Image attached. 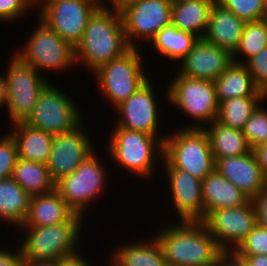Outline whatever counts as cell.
Segmentation results:
<instances>
[{
  "label": "cell",
  "instance_id": "obj_36",
  "mask_svg": "<svg viewBox=\"0 0 267 266\" xmlns=\"http://www.w3.org/2000/svg\"><path fill=\"white\" fill-rule=\"evenodd\" d=\"M18 159V146L10 132L0 136V180L12 177Z\"/></svg>",
  "mask_w": 267,
  "mask_h": 266
},
{
  "label": "cell",
  "instance_id": "obj_34",
  "mask_svg": "<svg viewBox=\"0 0 267 266\" xmlns=\"http://www.w3.org/2000/svg\"><path fill=\"white\" fill-rule=\"evenodd\" d=\"M244 22L262 20L266 16L264 0H216Z\"/></svg>",
  "mask_w": 267,
  "mask_h": 266
},
{
  "label": "cell",
  "instance_id": "obj_41",
  "mask_svg": "<svg viewBox=\"0 0 267 266\" xmlns=\"http://www.w3.org/2000/svg\"><path fill=\"white\" fill-rule=\"evenodd\" d=\"M214 266H247V263L235 251H222Z\"/></svg>",
  "mask_w": 267,
  "mask_h": 266
},
{
  "label": "cell",
  "instance_id": "obj_15",
  "mask_svg": "<svg viewBox=\"0 0 267 266\" xmlns=\"http://www.w3.org/2000/svg\"><path fill=\"white\" fill-rule=\"evenodd\" d=\"M222 251H235L257 224L252 200L248 203L212 211L203 221Z\"/></svg>",
  "mask_w": 267,
  "mask_h": 266
},
{
  "label": "cell",
  "instance_id": "obj_46",
  "mask_svg": "<svg viewBox=\"0 0 267 266\" xmlns=\"http://www.w3.org/2000/svg\"><path fill=\"white\" fill-rule=\"evenodd\" d=\"M243 259L246 261L247 266H267V255L265 254L251 256Z\"/></svg>",
  "mask_w": 267,
  "mask_h": 266
},
{
  "label": "cell",
  "instance_id": "obj_50",
  "mask_svg": "<svg viewBox=\"0 0 267 266\" xmlns=\"http://www.w3.org/2000/svg\"><path fill=\"white\" fill-rule=\"evenodd\" d=\"M262 145L267 148V139L262 143Z\"/></svg>",
  "mask_w": 267,
  "mask_h": 266
},
{
  "label": "cell",
  "instance_id": "obj_11",
  "mask_svg": "<svg viewBox=\"0 0 267 266\" xmlns=\"http://www.w3.org/2000/svg\"><path fill=\"white\" fill-rule=\"evenodd\" d=\"M51 81L40 92L31 115L24 122L29 126L58 135L74 130L85 119L79 104Z\"/></svg>",
  "mask_w": 267,
  "mask_h": 266
},
{
  "label": "cell",
  "instance_id": "obj_16",
  "mask_svg": "<svg viewBox=\"0 0 267 266\" xmlns=\"http://www.w3.org/2000/svg\"><path fill=\"white\" fill-rule=\"evenodd\" d=\"M84 123L85 121L72 131L54 135L47 163L49 174L54 182L73 173L97 149L93 145L97 144L93 143L95 137L91 138L92 134L88 133L90 131L86 130Z\"/></svg>",
  "mask_w": 267,
  "mask_h": 266
},
{
  "label": "cell",
  "instance_id": "obj_29",
  "mask_svg": "<svg viewBox=\"0 0 267 266\" xmlns=\"http://www.w3.org/2000/svg\"><path fill=\"white\" fill-rule=\"evenodd\" d=\"M199 38L178 29L172 22L161 29L149 42L155 53L173 62H181L192 50Z\"/></svg>",
  "mask_w": 267,
  "mask_h": 266
},
{
  "label": "cell",
  "instance_id": "obj_44",
  "mask_svg": "<svg viewBox=\"0 0 267 266\" xmlns=\"http://www.w3.org/2000/svg\"><path fill=\"white\" fill-rule=\"evenodd\" d=\"M105 1H107V3ZM105 1L101 0V4L104 7L120 12L125 7L131 5L132 3L138 2L139 0H105ZM108 3L110 6L107 5Z\"/></svg>",
  "mask_w": 267,
  "mask_h": 266
},
{
  "label": "cell",
  "instance_id": "obj_33",
  "mask_svg": "<svg viewBox=\"0 0 267 266\" xmlns=\"http://www.w3.org/2000/svg\"><path fill=\"white\" fill-rule=\"evenodd\" d=\"M249 146L253 149L267 139V108L260 104L245 122L242 129Z\"/></svg>",
  "mask_w": 267,
  "mask_h": 266
},
{
  "label": "cell",
  "instance_id": "obj_42",
  "mask_svg": "<svg viewBox=\"0 0 267 266\" xmlns=\"http://www.w3.org/2000/svg\"><path fill=\"white\" fill-rule=\"evenodd\" d=\"M81 253L82 252H79L74 256L57 261V266H92L89 261L83 257V253L82 255Z\"/></svg>",
  "mask_w": 267,
  "mask_h": 266
},
{
  "label": "cell",
  "instance_id": "obj_32",
  "mask_svg": "<svg viewBox=\"0 0 267 266\" xmlns=\"http://www.w3.org/2000/svg\"><path fill=\"white\" fill-rule=\"evenodd\" d=\"M266 47L267 29L264 20L246 22L239 45L232 54L233 62L245 64L251 57ZM242 55L244 57L241 60L242 57L240 56Z\"/></svg>",
  "mask_w": 267,
  "mask_h": 266
},
{
  "label": "cell",
  "instance_id": "obj_23",
  "mask_svg": "<svg viewBox=\"0 0 267 266\" xmlns=\"http://www.w3.org/2000/svg\"><path fill=\"white\" fill-rule=\"evenodd\" d=\"M75 213L54 189L31 197L28 215L21 226L45 227L67 222Z\"/></svg>",
  "mask_w": 267,
  "mask_h": 266
},
{
  "label": "cell",
  "instance_id": "obj_4",
  "mask_svg": "<svg viewBox=\"0 0 267 266\" xmlns=\"http://www.w3.org/2000/svg\"><path fill=\"white\" fill-rule=\"evenodd\" d=\"M84 218L74 214L67 222L45 227L20 226L23 238L19 247L23 259L37 262L59 261L78 254ZM24 239V240H23Z\"/></svg>",
  "mask_w": 267,
  "mask_h": 266
},
{
  "label": "cell",
  "instance_id": "obj_49",
  "mask_svg": "<svg viewBox=\"0 0 267 266\" xmlns=\"http://www.w3.org/2000/svg\"><path fill=\"white\" fill-rule=\"evenodd\" d=\"M264 22H265V26H266V29H267V15L263 18Z\"/></svg>",
  "mask_w": 267,
  "mask_h": 266
},
{
  "label": "cell",
  "instance_id": "obj_13",
  "mask_svg": "<svg viewBox=\"0 0 267 266\" xmlns=\"http://www.w3.org/2000/svg\"><path fill=\"white\" fill-rule=\"evenodd\" d=\"M126 40L130 47L140 48L171 23L172 0H139L120 12Z\"/></svg>",
  "mask_w": 267,
  "mask_h": 266
},
{
  "label": "cell",
  "instance_id": "obj_45",
  "mask_svg": "<svg viewBox=\"0 0 267 266\" xmlns=\"http://www.w3.org/2000/svg\"><path fill=\"white\" fill-rule=\"evenodd\" d=\"M7 107V87H6V75L4 73H0V109Z\"/></svg>",
  "mask_w": 267,
  "mask_h": 266
},
{
  "label": "cell",
  "instance_id": "obj_37",
  "mask_svg": "<svg viewBox=\"0 0 267 266\" xmlns=\"http://www.w3.org/2000/svg\"><path fill=\"white\" fill-rule=\"evenodd\" d=\"M34 8L36 0H0V22L15 23Z\"/></svg>",
  "mask_w": 267,
  "mask_h": 266
},
{
  "label": "cell",
  "instance_id": "obj_27",
  "mask_svg": "<svg viewBox=\"0 0 267 266\" xmlns=\"http://www.w3.org/2000/svg\"><path fill=\"white\" fill-rule=\"evenodd\" d=\"M30 200L31 196L12 177L0 180V219L3 223L19 228L28 215Z\"/></svg>",
  "mask_w": 267,
  "mask_h": 266
},
{
  "label": "cell",
  "instance_id": "obj_22",
  "mask_svg": "<svg viewBox=\"0 0 267 266\" xmlns=\"http://www.w3.org/2000/svg\"><path fill=\"white\" fill-rule=\"evenodd\" d=\"M128 244L121 243L109 256L108 266H165L166 261L160 244L156 238L138 240ZM121 246V247H120Z\"/></svg>",
  "mask_w": 267,
  "mask_h": 266
},
{
  "label": "cell",
  "instance_id": "obj_35",
  "mask_svg": "<svg viewBox=\"0 0 267 266\" xmlns=\"http://www.w3.org/2000/svg\"><path fill=\"white\" fill-rule=\"evenodd\" d=\"M235 252L241 258L265 254L267 255V228L258 224L249 232L247 238L237 247Z\"/></svg>",
  "mask_w": 267,
  "mask_h": 266
},
{
  "label": "cell",
  "instance_id": "obj_10",
  "mask_svg": "<svg viewBox=\"0 0 267 266\" xmlns=\"http://www.w3.org/2000/svg\"><path fill=\"white\" fill-rule=\"evenodd\" d=\"M7 63V115L9 124L25 122L31 115L40 92L50 82L35 67L24 63L13 51Z\"/></svg>",
  "mask_w": 267,
  "mask_h": 266
},
{
  "label": "cell",
  "instance_id": "obj_6",
  "mask_svg": "<svg viewBox=\"0 0 267 266\" xmlns=\"http://www.w3.org/2000/svg\"><path fill=\"white\" fill-rule=\"evenodd\" d=\"M164 168H177L204 180L214 169L215 160L204 128H182L164 139Z\"/></svg>",
  "mask_w": 267,
  "mask_h": 266
},
{
  "label": "cell",
  "instance_id": "obj_1",
  "mask_svg": "<svg viewBox=\"0 0 267 266\" xmlns=\"http://www.w3.org/2000/svg\"><path fill=\"white\" fill-rule=\"evenodd\" d=\"M130 48L120 13L101 4L89 17L84 35L74 48L75 65L93 73Z\"/></svg>",
  "mask_w": 267,
  "mask_h": 266
},
{
  "label": "cell",
  "instance_id": "obj_7",
  "mask_svg": "<svg viewBox=\"0 0 267 266\" xmlns=\"http://www.w3.org/2000/svg\"><path fill=\"white\" fill-rule=\"evenodd\" d=\"M141 48L131 47L123 55L110 60L91 73L104 99L113 108L133 95L149 78L144 71V54Z\"/></svg>",
  "mask_w": 267,
  "mask_h": 266
},
{
  "label": "cell",
  "instance_id": "obj_19",
  "mask_svg": "<svg viewBox=\"0 0 267 266\" xmlns=\"http://www.w3.org/2000/svg\"><path fill=\"white\" fill-rule=\"evenodd\" d=\"M215 169L250 200L267 183L252 150L244 155L217 159Z\"/></svg>",
  "mask_w": 267,
  "mask_h": 266
},
{
  "label": "cell",
  "instance_id": "obj_39",
  "mask_svg": "<svg viewBox=\"0 0 267 266\" xmlns=\"http://www.w3.org/2000/svg\"><path fill=\"white\" fill-rule=\"evenodd\" d=\"M251 200L255 207L257 224L267 228V183Z\"/></svg>",
  "mask_w": 267,
  "mask_h": 266
},
{
  "label": "cell",
  "instance_id": "obj_48",
  "mask_svg": "<svg viewBox=\"0 0 267 266\" xmlns=\"http://www.w3.org/2000/svg\"><path fill=\"white\" fill-rule=\"evenodd\" d=\"M264 5H265V11H266V15H267V0H264Z\"/></svg>",
  "mask_w": 267,
  "mask_h": 266
},
{
  "label": "cell",
  "instance_id": "obj_26",
  "mask_svg": "<svg viewBox=\"0 0 267 266\" xmlns=\"http://www.w3.org/2000/svg\"><path fill=\"white\" fill-rule=\"evenodd\" d=\"M216 0H172L171 22L199 39L206 33L209 14Z\"/></svg>",
  "mask_w": 267,
  "mask_h": 266
},
{
  "label": "cell",
  "instance_id": "obj_24",
  "mask_svg": "<svg viewBox=\"0 0 267 266\" xmlns=\"http://www.w3.org/2000/svg\"><path fill=\"white\" fill-rule=\"evenodd\" d=\"M9 132L18 146V157L47 165L54 136L21 122L10 126Z\"/></svg>",
  "mask_w": 267,
  "mask_h": 266
},
{
  "label": "cell",
  "instance_id": "obj_21",
  "mask_svg": "<svg viewBox=\"0 0 267 266\" xmlns=\"http://www.w3.org/2000/svg\"><path fill=\"white\" fill-rule=\"evenodd\" d=\"M202 198L205 218L217 209L238 207L250 201L246 194L220 175L216 169L202 181Z\"/></svg>",
  "mask_w": 267,
  "mask_h": 266
},
{
  "label": "cell",
  "instance_id": "obj_17",
  "mask_svg": "<svg viewBox=\"0 0 267 266\" xmlns=\"http://www.w3.org/2000/svg\"><path fill=\"white\" fill-rule=\"evenodd\" d=\"M168 177L169 197L179 222H203L205 219L202 198V180L177 168H164ZM171 194V195H170Z\"/></svg>",
  "mask_w": 267,
  "mask_h": 266
},
{
  "label": "cell",
  "instance_id": "obj_8",
  "mask_svg": "<svg viewBox=\"0 0 267 266\" xmlns=\"http://www.w3.org/2000/svg\"><path fill=\"white\" fill-rule=\"evenodd\" d=\"M96 152L88 156L73 173L55 182L58 194L75 214L83 218L90 214L87 210H90L92 202L96 204L100 195L104 194L105 187L109 186V171L105 170L107 166H104V161Z\"/></svg>",
  "mask_w": 267,
  "mask_h": 266
},
{
  "label": "cell",
  "instance_id": "obj_20",
  "mask_svg": "<svg viewBox=\"0 0 267 266\" xmlns=\"http://www.w3.org/2000/svg\"><path fill=\"white\" fill-rule=\"evenodd\" d=\"M245 23L231 10L215 1L203 39L233 54L239 45Z\"/></svg>",
  "mask_w": 267,
  "mask_h": 266
},
{
  "label": "cell",
  "instance_id": "obj_14",
  "mask_svg": "<svg viewBox=\"0 0 267 266\" xmlns=\"http://www.w3.org/2000/svg\"><path fill=\"white\" fill-rule=\"evenodd\" d=\"M157 88L149 78L133 95L116 107L118 117L115 119L114 127L166 137L167 132L162 135L163 132L159 131L162 125L160 112L163 110L158 106L160 95L155 92Z\"/></svg>",
  "mask_w": 267,
  "mask_h": 266
},
{
  "label": "cell",
  "instance_id": "obj_5",
  "mask_svg": "<svg viewBox=\"0 0 267 266\" xmlns=\"http://www.w3.org/2000/svg\"><path fill=\"white\" fill-rule=\"evenodd\" d=\"M164 98L173 108L193 119L183 128H205L217 119L219 103L214 81L193 79L175 71ZM202 124V125H201Z\"/></svg>",
  "mask_w": 267,
  "mask_h": 266
},
{
  "label": "cell",
  "instance_id": "obj_25",
  "mask_svg": "<svg viewBox=\"0 0 267 266\" xmlns=\"http://www.w3.org/2000/svg\"><path fill=\"white\" fill-rule=\"evenodd\" d=\"M218 103L235 97H267L253 81L245 64L233 62L214 80Z\"/></svg>",
  "mask_w": 267,
  "mask_h": 266
},
{
  "label": "cell",
  "instance_id": "obj_38",
  "mask_svg": "<svg viewBox=\"0 0 267 266\" xmlns=\"http://www.w3.org/2000/svg\"><path fill=\"white\" fill-rule=\"evenodd\" d=\"M245 65L257 88L267 96V47L251 57Z\"/></svg>",
  "mask_w": 267,
  "mask_h": 266
},
{
  "label": "cell",
  "instance_id": "obj_31",
  "mask_svg": "<svg viewBox=\"0 0 267 266\" xmlns=\"http://www.w3.org/2000/svg\"><path fill=\"white\" fill-rule=\"evenodd\" d=\"M267 97H235L219 103L217 121L225 126L242 130L256 108Z\"/></svg>",
  "mask_w": 267,
  "mask_h": 266
},
{
  "label": "cell",
  "instance_id": "obj_9",
  "mask_svg": "<svg viewBox=\"0 0 267 266\" xmlns=\"http://www.w3.org/2000/svg\"><path fill=\"white\" fill-rule=\"evenodd\" d=\"M29 34L27 41L14 50L24 63L35 67L43 76L48 71L68 70L75 65L74 47L64 41L41 20ZM47 70V71H46ZM45 71V73H44Z\"/></svg>",
  "mask_w": 267,
  "mask_h": 266
},
{
  "label": "cell",
  "instance_id": "obj_2",
  "mask_svg": "<svg viewBox=\"0 0 267 266\" xmlns=\"http://www.w3.org/2000/svg\"><path fill=\"white\" fill-rule=\"evenodd\" d=\"M157 229L154 237L171 266H214L222 252L203 222H175ZM167 226V227H165Z\"/></svg>",
  "mask_w": 267,
  "mask_h": 266
},
{
  "label": "cell",
  "instance_id": "obj_18",
  "mask_svg": "<svg viewBox=\"0 0 267 266\" xmlns=\"http://www.w3.org/2000/svg\"><path fill=\"white\" fill-rule=\"evenodd\" d=\"M232 63L233 58L229 51L201 38L180 62V68L175 70L189 78L214 81Z\"/></svg>",
  "mask_w": 267,
  "mask_h": 266
},
{
  "label": "cell",
  "instance_id": "obj_40",
  "mask_svg": "<svg viewBox=\"0 0 267 266\" xmlns=\"http://www.w3.org/2000/svg\"><path fill=\"white\" fill-rule=\"evenodd\" d=\"M13 250L0 247V266H22L23 256L19 245Z\"/></svg>",
  "mask_w": 267,
  "mask_h": 266
},
{
  "label": "cell",
  "instance_id": "obj_28",
  "mask_svg": "<svg viewBox=\"0 0 267 266\" xmlns=\"http://www.w3.org/2000/svg\"><path fill=\"white\" fill-rule=\"evenodd\" d=\"M210 140L214 160L244 155L252 148L242 130L219 123L217 120L204 128Z\"/></svg>",
  "mask_w": 267,
  "mask_h": 266
},
{
  "label": "cell",
  "instance_id": "obj_43",
  "mask_svg": "<svg viewBox=\"0 0 267 266\" xmlns=\"http://www.w3.org/2000/svg\"><path fill=\"white\" fill-rule=\"evenodd\" d=\"M253 153L256 156L258 164L262 170L263 176L267 180V148H265L262 144L255 146L252 149Z\"/></svg>",
  "mask_w": 267,
  "mask_h": 266
},
{
  "label": "cell",
  "instance_id": "obj_30",
  "mask_svg": "<svg viewBox=\"0 0 267 266\" xmlns=\"http://www.w3.org/2000/svg\"><path fill=\"white\" fill-rule=\"evenodd\" d=\"M12 178L32 197L49 193L55 189V182L51 179L47 165L17 159Z\"/></svg>",
  "mask_w": 267,
  "mask_h": 266
},
{
  "label": "cell",
  "instance_id": "obj_47",
  "mask_svg": "<svg viewBox=\"0 0 267 266\" xmlns=\"http://www.w3.org/2000/svg\"><path fill=\"white\" fill-rule=\"evenodd\" d=\"M22 266H57V262H37L29 259H24Z\"/></svg>",
  "mask_w": 267,
  "mask_h": 266
},
{
  "label": "cell",
  "instance_id": "obj_3",
  "mask_svg": "<svg viewBox=\"0 0 267 266\" xmlns=\"http://www.w3.org/2000/svg\"><path fill=\"white\" fill-rule=\"evenodd\" d=\"M110 132L106 143L110 160L136 177L153 178L157 160H163L165 137L120 127H113Z\"/></svg>",
  "mask_w": 267,
  "mask_h": 266
},
{
  "label": "cell",
  "instance_id": "obj_12",
  "mask_svg": "<svg viewBox=\"0 0 267 266\" xmlns=\"http://www.w3.org/2000/svg\"><path fill=\"white\" fill-rule=\"evenodd\" d=\"M101 0H36L37 18L74 48Z\"/></svg>",
  "mask_w": 267,
  "mask_h": 266
}]
</instances>
